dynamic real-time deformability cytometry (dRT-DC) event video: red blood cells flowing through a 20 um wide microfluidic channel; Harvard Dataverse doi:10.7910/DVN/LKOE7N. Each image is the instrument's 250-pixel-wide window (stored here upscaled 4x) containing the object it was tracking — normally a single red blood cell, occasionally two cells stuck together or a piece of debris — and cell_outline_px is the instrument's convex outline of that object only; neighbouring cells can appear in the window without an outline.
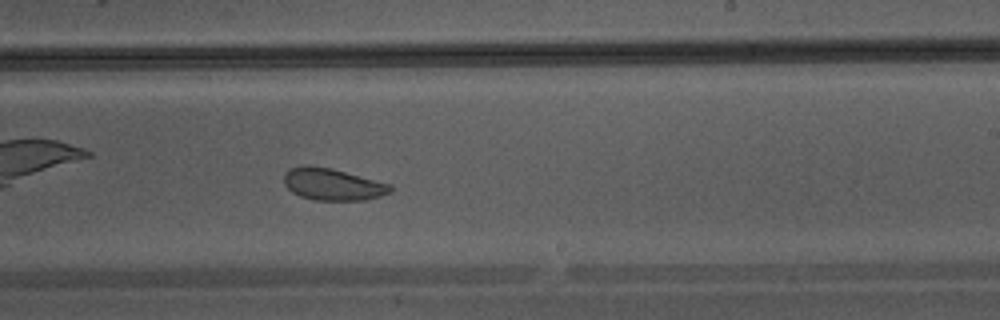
{"species": "Egyptian fruit bat (a non-hibernating species)", "species_latin": "Rousettus aegyptiacus", "temperature_condition": "warm", "stored_images_in_passage": 32, "camera_frame_rate_fps": 3000, "um_per_image_px": 0.085, "animal": {"sex": "male"}, "frame": {"image": 1, "passage_image": 14, "time_ms": 4.333, "image_size_px": [1000, 320], "cell_outline_px": [[392, 192], [380, 196], [364, 200], [316, 200], [300, 196], [292, 192], [284, 184], [284, 172], [288, 168], [308, 164], [332, 168], [392, 184]], "centroid_in_image_um": [28.27, 15.65], "position_along_channel_um": 260.7, "area_um2": 20.06}}